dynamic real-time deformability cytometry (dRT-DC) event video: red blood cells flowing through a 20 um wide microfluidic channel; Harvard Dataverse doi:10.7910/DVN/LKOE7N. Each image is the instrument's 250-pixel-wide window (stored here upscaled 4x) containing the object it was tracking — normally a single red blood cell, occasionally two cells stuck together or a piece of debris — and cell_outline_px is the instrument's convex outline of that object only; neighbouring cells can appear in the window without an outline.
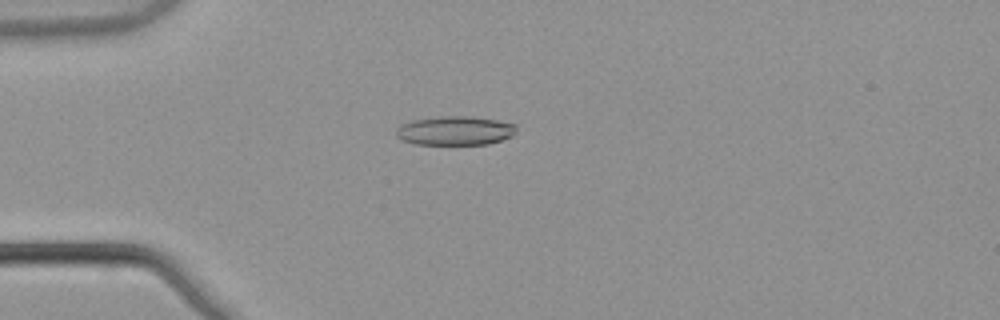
{"species": "common noctule bat (a hibernating species)", "species_latin": "Nyctalus noctula", "temperature_condition": "warm", "stored_images_in_passage": 34, "camera_frame_rate_fps": 3000, "um_per_image_px": 0.085, "animal": {"sex": "male", "body_mass_g": 21.5, "forearm_length_mm": 52.0}, "frame": {"image": 1, "passage_image": 3, "time_ms": 0.667, "image_size_px": [1000, 320], "cell_outline_px": [[516, 132], [512, 136], [488, 144], [416, 144], [400, 140], [396, 136], [396, 128], [400, 124], [412, 120], [440, 116], [472, 116], [496, 120], [516, 124]], "centroid_in_image_um": [38.65, 11.1], "position_along_channel_um": 46.4, "area_um2": 20.46}}
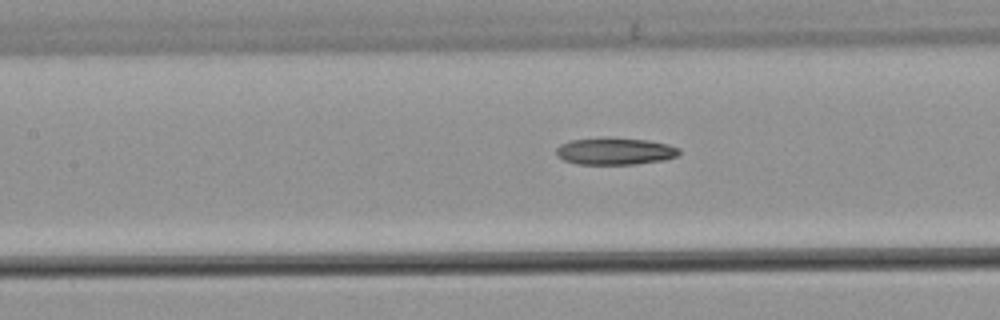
{"frame": {"image": 2, "passage_image": 13, "time_ms": 4.0, "image_size_px": [1000, 320], "cell_outline_px": [[680, 152], [676, 156], [664, 160], [632, 164], [576, 164], [564, 160], [556, 156], [556, 148], [560, 144], [572, 140], [600, 136], [608, 136], [648, 140], [668, 144], [680, 148]], "centroid_in_image_um": [52.24, 12.83], "position_along_channel_um": 155.2, "area_um2": 19.77}}
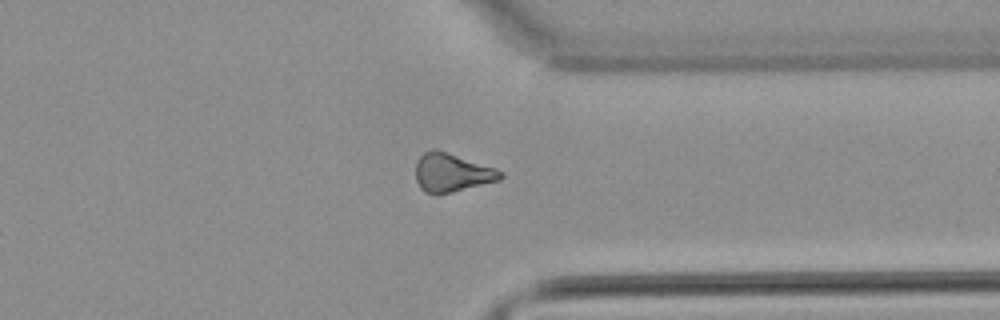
{"frame": {"image": 3, "passage_image": 30, "time_ms": 9.667, "image_size_px": [1000, 320], "cell_outline_px": [[504, 176], [500, 180], [436, 196], [424, 192], [420, 188], [416, 180], [416, 160], [424, 152], [432, 148], [436, 148], [496, 168], [504, 172]], "centroid_in_image_um": [38.39, 14.68], "position_along_channel_um": 373.0, "area_um2": 19.42}}